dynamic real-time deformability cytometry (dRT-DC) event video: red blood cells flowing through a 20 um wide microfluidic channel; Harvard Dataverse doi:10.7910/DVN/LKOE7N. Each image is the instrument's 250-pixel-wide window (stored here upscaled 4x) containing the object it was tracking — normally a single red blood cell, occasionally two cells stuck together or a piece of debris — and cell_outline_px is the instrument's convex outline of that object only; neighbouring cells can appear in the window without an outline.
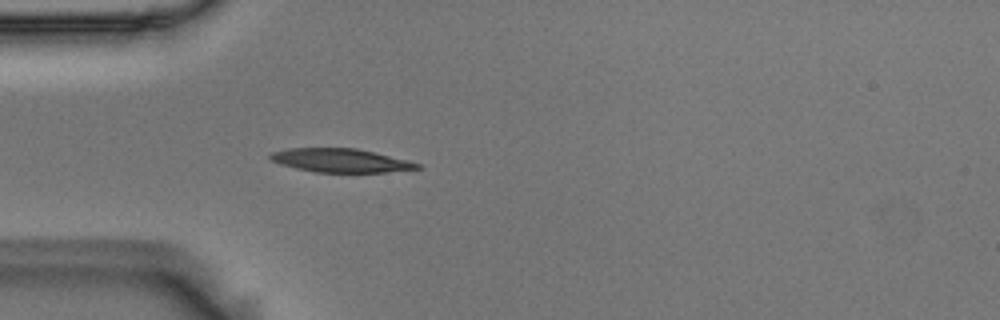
{"species": "Egyptian fruit bat (a non-hibernating species)", "species_latin": "Rousettus aegyptiacus", "temperature_condition": "room temperature", "stored_images_in_passage": 3, "camera_frame_rate_fps": 3000, "um_per_image_px": 0.085, "animal": {"sex": "male"}, "frame": {"image": 1, "passage_image": 3, "time_ms": 0.667, "image_size_px": [1000, 320], "cell_outline_px": [[420, 168], [384, 172], [316, 172], [296, 168], [280, 164], [272, 160], [268, 156], [272, 152], [288, 148], [356, 148], [408, 160], [420, 164]], "centroid_in_image_um": [28.92, 13.63], "position_along_channel_um": 56.1, "area_um2": 20.0}}